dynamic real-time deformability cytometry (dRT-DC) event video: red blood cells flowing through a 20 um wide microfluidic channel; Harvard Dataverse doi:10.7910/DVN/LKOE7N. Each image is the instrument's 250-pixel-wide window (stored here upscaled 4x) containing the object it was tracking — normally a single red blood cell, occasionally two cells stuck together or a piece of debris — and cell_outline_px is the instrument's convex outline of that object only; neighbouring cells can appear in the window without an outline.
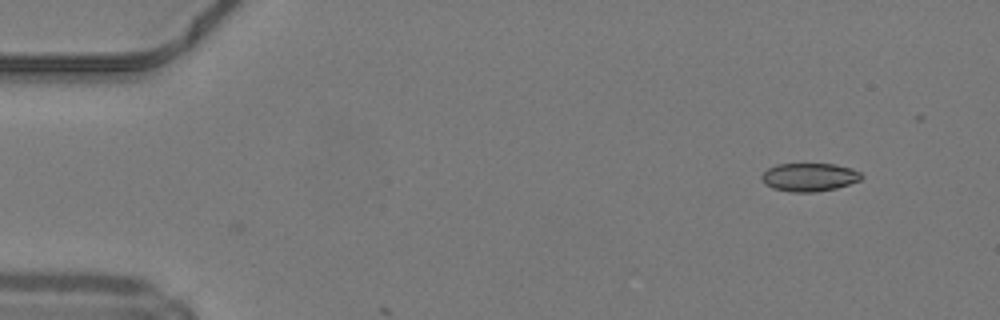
{"species": "common noctule bat (a hibernating species)", "species_latin": "Nyctalus noctula", "temperature_condition": "warm", "stored_images_in_passage": 2, "camera_frame_rate_fps": 3000, "um_per_image_px": 0.085, "animal": {"sex": "male", "body_mass_g": 19.2, "forearm_length_mm": 51.8}, "frame": {"image": 1, "passage_image": 2, "time_ms": 0.333, "image_size_px": [1000, 320], "cell_outline_px": [[864, 176], [860, 180], [836, 188], [816, 192], [792, 192], [772, 188], [764, 184], [760, 180], [760, 176], [768, 168], [776, 164], [836, 164], [852, 168], [860, 172]], "centroid_in_image_um": [68.77, 15.05], "position_along_channel_um": 16.2, "area_um2": 16.59}}